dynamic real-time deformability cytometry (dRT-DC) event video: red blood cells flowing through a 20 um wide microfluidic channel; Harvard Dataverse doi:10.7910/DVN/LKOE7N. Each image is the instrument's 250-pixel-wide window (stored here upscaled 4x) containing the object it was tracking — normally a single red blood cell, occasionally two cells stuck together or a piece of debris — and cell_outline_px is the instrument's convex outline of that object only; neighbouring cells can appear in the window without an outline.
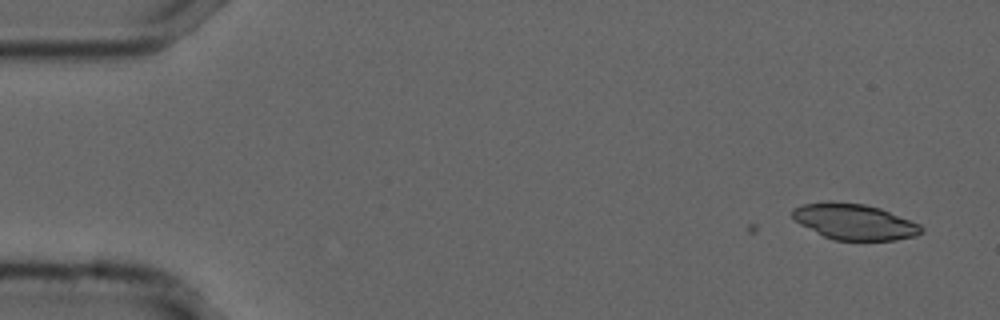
{"species": "common noctule bat (a hibernating species)", "species_latin": "Nyctalus noctula", "temperature_condition": "cold", "stored_images_in_passage": 5, "camera_frame_rate_fps": 3000, "um_per_image_px": 0.085, "animal": {"sex": "male", "forearm_length_mm": 52.5}, "frame": {"image": 1, "passage_image": 5, "time_ms": 1.333, "image_size_px": [1000, 320], "cell_outline_px": [[924, 232], [916, 236], [896, 240], [832, 240], [800, 224], [792, 216], [792, 208], [804, 204], [828, 200], [832, 200], [864, 204], [880, 208], [920, 224], [924, 228]], "centroid_in_image_um": [72.63, 18.84], "position_along_channel_um": 12.4, "area_um2": 27.11}}